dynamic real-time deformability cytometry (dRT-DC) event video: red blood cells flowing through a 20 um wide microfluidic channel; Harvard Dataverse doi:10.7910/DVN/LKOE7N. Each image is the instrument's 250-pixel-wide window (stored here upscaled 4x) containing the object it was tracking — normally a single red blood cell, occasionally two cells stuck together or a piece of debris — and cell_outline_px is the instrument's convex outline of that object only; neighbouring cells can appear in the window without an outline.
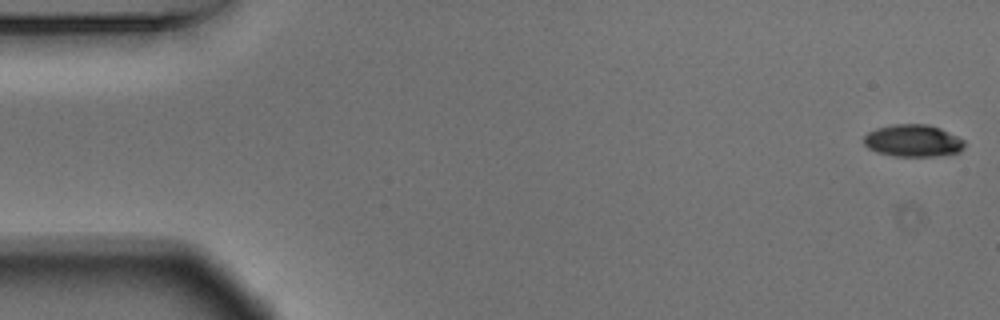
{"species": "Egyptian fruit bat (a non-hibernating species)", "species_latin": "Rousettus aegyptiacus", "temperature_condition": "warm", "stored_images_in_passage": 55, "camera_frame_rate_fps": 3000, "um_per_image_px": 0.085, "animal": {"sex": "male"}, "frame": {"image": 1, "passage_image": 1, "time_ms": 0.0, "image_size_px": [1000, 320], "cell_outline_px": [[964, 148], [960, 152], [940, 156], [892, 156], [876, 152], [868, 148], [864, 144], [864, 136], [868, 132], [876, 128], [892, 124], [928, 124], [940, 128], [964, 140]], "centroid_in_image_um": [77.6, 11.96], "position_along_channel_um": 7.4, "area_um2": 19.02}}
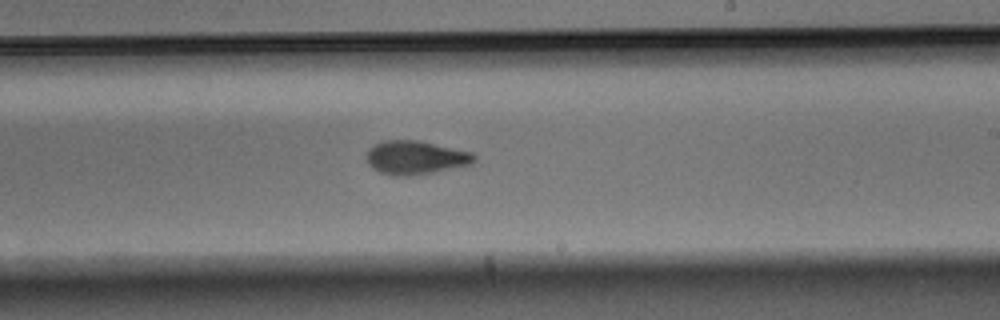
{"frame": {"image": 2, "passage_image": 32, "time_ms": 10.333, "image_size_px": [1000, 320], "cell_outline_px": [[476, 160], [472, 164], [436, 172], [408, 176], [392, 176], [380, 172], [372, 168], [368, 164], [364, 156], [368, 148], [384, 140], [420, 140], [472, 152], [476, 156]], "centroid_in_image_um": [35.3, 13.4], "position_along_channel_um": 253.7, "area_um2": 21.5}}
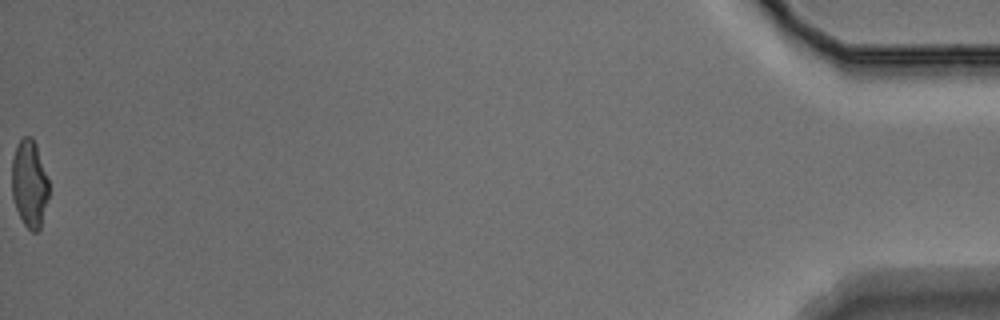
{"frame": {"image": 3, "passage_image": 55, "time_ms": 18.0, "image_size_px": [1000, 320], "cell_outline_px": [[48, 200], [40, 228], [36, 232], [32, 232], [24, 224], [16, 208], [12, 196], [12, 156], [16, 144], [24, 136], [32, 136], [36, 144], [48, 180]], "centroid_in_image_um": [2.49, 15.59], "position_along_channel_um": 432.7, "area_um2": 18.84}, "authors_computed_cell_mechanics": {"area_um2": 20.2878, "velocity_mm_per_s": 3.6839, "shape_relaxation_time_tau1_ms": 3.4312, "shape_relaxation_time_tau2_ms": 2.7963, "deformation_change_tau1": 0.1497, "deformation_change_tau2": 0.0942}}